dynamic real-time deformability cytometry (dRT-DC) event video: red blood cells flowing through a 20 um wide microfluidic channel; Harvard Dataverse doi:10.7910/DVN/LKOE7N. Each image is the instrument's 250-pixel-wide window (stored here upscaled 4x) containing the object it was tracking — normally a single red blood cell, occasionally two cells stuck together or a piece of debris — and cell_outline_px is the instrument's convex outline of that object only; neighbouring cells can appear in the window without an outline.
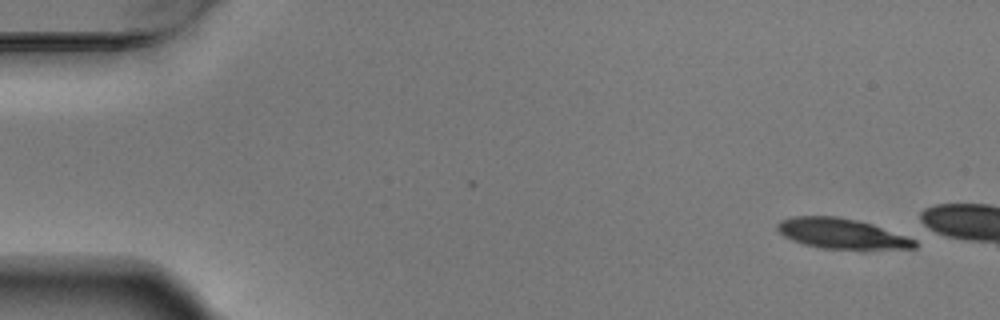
{"species": "Egyptian fruit bat (a non-hibernating species)", "species_latin": "Rousettus aegyptiacus", "temperature_condition": "warm", "stored_images_in_passage": 4, "camera_frame_rate_fps": 3000, "um_per_image_px": 0.085, "animal": {"sex": "male"}, "frame": {"image": 1, "passage_image": 1, "time_ms": 0.0, "image_size_px": [1000, 320], "cell_outline_px": [[916, 248], [820, 248], [804, 244], [792, 240], [784, 236], [776, 228], [776, 224], [780, 220], [792, 216], [836, 216], [856, 220], [872, 224], [916, 236]], "centroid_in_image_um": [71.59, 19.83], "position_along_channel_um": 13.4, "area_um2": 24.33}}